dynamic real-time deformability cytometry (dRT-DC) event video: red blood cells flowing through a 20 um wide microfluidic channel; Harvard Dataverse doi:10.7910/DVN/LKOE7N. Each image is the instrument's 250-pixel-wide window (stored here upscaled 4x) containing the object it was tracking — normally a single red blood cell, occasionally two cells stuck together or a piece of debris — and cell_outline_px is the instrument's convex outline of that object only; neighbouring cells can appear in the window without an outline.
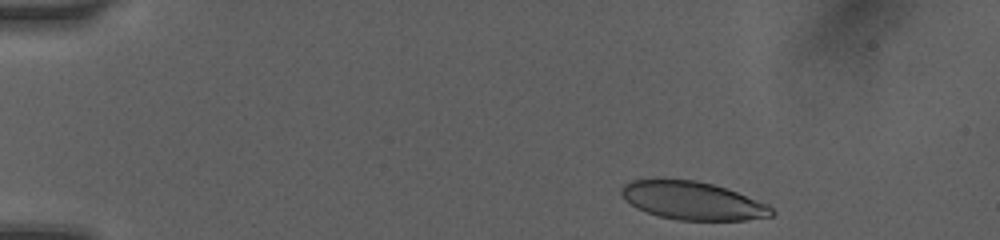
{"species": "human", "species_latin": "Homo sapiens", "temperature_condition": "room temperature", "stored_images_in_passage": 7, "camera_frame_rate_fps": 3000, "um_per_image_px": 0.085, "donor": {"sex": "female"}, "frame": {"image": 1, "passage_image": 1, "time_ms": 0.0, "image_size_px": [1000, 240], "cell_outline_px": [[776, 212], [772, 216], [744, 220], [676, 220], [660, 216], [636, 208], [624, 200], [620, 192], [620, 188], [624, 184], [632, 180], [656, 176], [664, 176], [696, 180], [728, 188], [768, 204]], "centroid_in_image_um": [58.81, 17.01], "position_along_channel_um": 26.2, "area_um2": 34.39}}
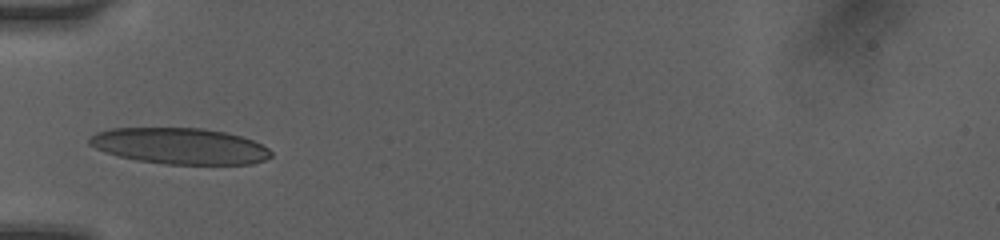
{"frame": {"image": 2, "passage_image": 5, "time_ms": 3.333, "image_size_px": [1000, 240], "cell_outline_px": [[272, 156], [264, 160], [252, 164], [164, 164], [136, 160], [104, 152], [88, 144], [88, 136], [96, 132], [112, 128], [204, 128], [244, 136], [268, 148], [272, 152]], "centroid_in_image_um": [15.27, 12.41], "position_along_channel_um": 69.7, "area_um2": 38.44}}
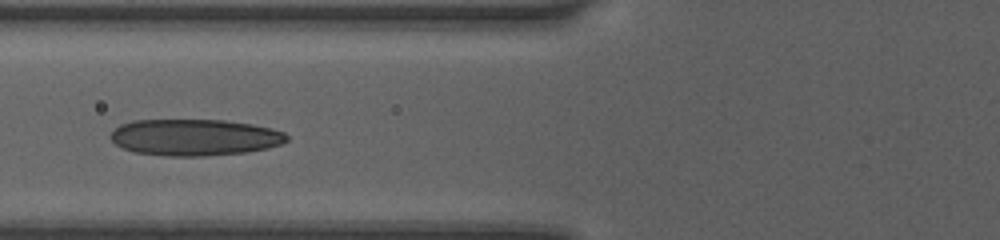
{"frame": {"image": 3, "passage_image": 6, "time_ms": 4.333, "image_size_px": [1000, 240], "cell_outline_px": [[288, 140], [280, 144], [268, 148], [244, 152], [204, 156], [168, 156], [136, 152], [124, 148], [116, 144], [108, 136], [120, 124], [132, 120], [224, 120], [252, 124], [272, 128], [284, 132], [288, 136]], "centroid_in_image_um": [16.55, 11.67], "position_along_channel_um": 109.3, "area_um2": 37.45}}